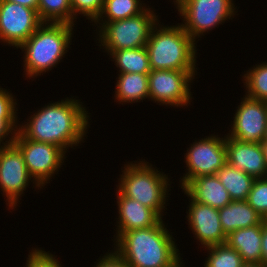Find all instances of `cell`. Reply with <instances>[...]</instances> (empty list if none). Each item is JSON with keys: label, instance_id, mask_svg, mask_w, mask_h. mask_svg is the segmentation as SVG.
Masks as SVG:
<instances>
[{"label": "cell", "instance_id": "6da1fadb", "mask_svg": "<svg viewBox=\"0 0 267 267\" xmlns=\"http://www.w3.org/2000/svg\"><path fill=\"white\" fill-rule=\"evenodd\" d=\"M79 99L51 102L30 115L27 122L19 124V131L36 142L55 144L65 153L67 149L79 146L89 129L90 116Z\"/></svg>", "mask_w": 267, "mask_h": 267}, {"label": "cell", "instance_id": "7a4b0ae2", "mask_svg": "<svg viewBox=\"0 0 267 267\" xmlns=\"http://www.w3.org/2000/svg\"><path fill=\"white\" fill-rule=\"evenodd\" d=\"M163 222L123 232L114 241L113 251L130 267H175L182 260L181 253Z\"/></svg>", "mask_w": 267, "mask_h": 267}, {"label": "cell", "instance_id": "3957f363", "mask_svg": "<svg viewBox=\"0 0 267 267\" xmlns=\"http://www.w3.org/2000/svg\"><path fill=\"white\" fill-rule=\"evenodd\" d=\"M74 25L43 22L19 47L25 77L32 80L56 67L71 48Z\"/></svg>", "mask_w": 267, "mask_h": 267}, {"label": "cell", "instance_id": "277c9868", "mask_svg": "<svg viewBox=\"0 0 267 267\" xmlns=\"http://www.w3.org/2000/svg\"><path fill=\"white\" fill-rule=\"evenodd\" d=\"M159 22L146 44L151 70L197 71V43L180 23L166 26Z\"/></svg>", "mask_w": 267, "mask_h": 267}, {"label": "cell", "instance_id": "5b68a950", "mask_svg": "<svg viewBox=\"0 0 267 267\" xmlns=\"http://www.w3.org/2000/svg\"><path fill=\"white\" fill-rule=\"evenodd\" d=\"M134 162V163H133ZM124 168V169H123ZM118 179L117 189L126 197L136 200L154 210L161 218L165 211L170 191V178L164 172L147 162H127ZM169 188V189H168Z\"/></svg>", "mask_w": 267, "mask_h": 267}, {"label": "cell", "instance_id": "8992f818", "mask_svg": "<svg viewBox=\"0 0 267 267\" xmlns=\"http://www.w3.org/2000/svg\"><path fill=\"white\" fill-rule=\"evenodd\" d=\"M153 7H148L139 15L110 22H94L98 46L110 55L116 50L146 47L153 27L159 21V15ZM155 12V13H154ZM102 46V47H101Z\"/></svg>", "mask_w": 267, "mask_h": 267}, {"label": "cell", "instance_id": "52a82bcc", "mask_svg": "<svg viewBox=\"0 0 267 267\" xmlns=\"http://www.w3.org/2000/svg\"><path fill=\"white\" fill-rule=\"evenodd\" d=\"M234 0H184L176 9L182 27L195 41L226 20H232L236 13ZM207 32V33H205Z\"/></svg>", "mask_w": 267, "mask_h": 267}, {"label": "cell", "instance_id": "ba28073f", "mask_svg": "<svg viewBox=\"0 0 267 267\" xmlns=\"http://www.w3.org/2000/svg\"><path fill=\"white\" fill-rule=\"evenodd\" d=\"M13 143L23 155L29 175L41 188L58 174L66 159V153L60 147L27 139L19 130Z\"/></svg>", "mask_w": 267, "mask_h": 267}, {"label": "cell", "instance_id": "9c48e42d", "mask_svg": "<svg viewBox=\"0 0 267 267\" xmlns=\"http://www.w3.org/2000/svg\"><path fill=\"white\" fill-rule=\"evenodd\" d=\"M215 134L195 140L185 153L186 173L180 177L183 189L192 179L202 175H216L227 163L225 135Z\"/></svg>", "mask_w": 267, "mask_h": 267}, {"label": "cell", "instance_id": "30bf717a", "mask_svg": "<svg viewBox=\"0 0 267 267\" xmlns=\"http://www.w3.org/2000/svg\"><path fill=\"white\" fill-rule=\"evenodd\" d=\"M197 71L151 70L148 74L149 100L158 105L185 107L191 105V83Z\"/></svg>", "mask_w": 267, "mask_h": 267}, {"label": "cell", "instance_id": "8fae6325", "mask_svg": "<svg viewBox=\"0 0 267 267\" xmlns=\"http://www.w3.org/2000/svg\"><path fill=\"white\" fill-rule=\"evenodd\" d=\"M30 181L33 187L43 189L29 175L23 155L14 143L0 147V190L8 210H15Z\"/></svg>", "mask_w": 267, "mask_h": 267}, {"label": "cell", "instance_id": "7c38bea8", "mask_svg": "<svg viewBox=\"0 0 267 267\" xmlns=\"http://www.w3.org/2000/svg\"><path fill=\"white\" fill-rule=\"evenodd\" d=\"M42 23L36 10L0 1V43L18 49Z\"/></svg>", "mask_w": 267, "mask_h": 267}, {"label": "cell", "instance_id": "4fadbf2b", "mask_svg": "<svg viewBox=\"0 0 267 267\" xmlns=\"http://www.w3.org/2000/svg\"><path fill=\"white\" fill-rule=\"evenodd\" d=\"M241 99L227 136L241 142L262 143L267 126V102L246 95Z\"/></svg>", "mask_w": 267, "mask_h": 267}, {"label": "cell", "instance_id": "5bb4252c", "mask_svg": "<svg viewBox=\"0 0 267 267\" xmlns=\"http://www.w3.org/2000/svg\"><path fill=\"white\" fill-rule=\"evenodd\" d=\"M189 200L186 218L199 245L206 248L225 244L227 235L221 227L218 209L196 202L191 197Z\"/></svg>", "mask_w": 267, "mask_h": 267}, {"label": "cell", "instance_id": "9a60e30c", "mask_svg": "<svg viewBox=\"0 0 267 267\" xmlns=\"http://www.w3.org/2000/svg\"><path fill=\"white\" fill-rule=\"evenodd\" d=\"M227 163L254 178L267 177L262 143H247L225 134Z\"/></svg>", "mask_w": 267, "mask_h": 267}, {"label": "cell", "instance_id": "2e32d148", "mask_svg": "<svg viewBox=\"0 0 267 267\" xmlns=\"http://www.w3.org/2000/svg\"><path fill=\"white\" fill-rule=\"evenodd\" d=\"M118 218L116 235L113 242L126 231L141 228H150L157 225L162 218L151 208L144 206L140 202L124 196L116 189Z\"/></svg>", "mask_w": 267, "mask_h": 267}, {"label": "cell", "instance_id": "e0dca14e", "mask_svg": "<svg viewBox=\"0 0 267 267\" xmlns=\"http://www.w3.org/2000/svg\"><path fill=\"white\" fill-rule=\"evenodd\" d=\"M194 201L216 209L223 208L232 200L217 175H202L192 179L183 189Z\"/></svg>", "mask_w": 267, "mask_h": 267}, {"label": "cell", "instance_id": "ac0fdd59", "mask_svg": "<svg viewBox=\"0 0 267 267\" xmlns=\"http://www.w3.org/2000/svg\"><path fill=\"white\" fill-rule=\"evenodd\" d=\"M262 229L263 222L256 226L234 230L227 235L226 244L242 256L244 263H261Z\"/></svg>", "mask_w": 267, "mask_h": 267}, {"label": "cell", "instance_id": "d6986e66", "mask_svg": "<svg viewBox=\"0 0 267 267\" xmlns=\"http://www.w3.org/2000/svg\"><path fill=\"white\" fill-rule=\"evenodd\" d=\"M221 227L226 235L242 228L261 224L264 219L246 200L231 201L218 209Z\"/></svg>", "mask_w": 267, "mask_h": 267}, {"label": "cell", "instance_id": "ffe728a7", "mask_svg": "<svg viewBox=\"0 0 267 267\" xmlns=\"http://www.w3.org/2000/svg\"><path fill=\"white\" fill-rule=\"evenodd\" d=\"M115 83V102L122 105L149 99L148 74L119 73Z\"/></svg>", "mask_w": 267, "mask_h": 267}, {"label": "cell", "instance_id": "44dd1931", "mask_svg": "<svg viewBox=\"0 0 267 267\" xmlns=\"http://www.w3.org/2000/svg\"><path fill=\"white\" fill-rule=\"evenodd\" d=\"M232 201L247 200L254 177L226 163L217 173Z\"/></svg>", "mask_w": 267, "mask_h": 267}, {"label": "cell", "instance_id": "7402d4cb", "mask_svg": "<svg viewBox=\"0 0 267 267\" xmlns=\"http://www.w3.org/2000/svg\"><path fill=\"white\" fill-rule=\"evenodd\" d=\"M109 57L119 73L149 74L151 71L149 54L146 47L122 49L112 52Z\"/></svg>", "mask_w": 267, "mask_h": 267}, {"label": "cell", "instance_id": "603a6c76", "mask_svg": "<svg viewBox=\"0 0 267 267\" xmlns=\"http://www.w3.org/2000/svg\"><path fill=\"white\" fill-rule=\"evenodd\" d=\"M143 2L141 0H104L102 11L94 22H110L137 16L148 7Z\"/></svg>", "mask_w": 267, "mask_h": 267}, {"label": "cell", "instance_id": "cb8c5ba5", "mask_svg": "<svg viewBox=\"0 0 267 267\" xmlns=\"http://www.w3.org/2000/svg\"><path fill=\"white\" fill-rule=\"evenodd\" d=\"M37 13L42 22L73 25L71 0H39Z\"/></svg>", "mask_w": 267, "mask_h": 267}, {"label": "cell", "instance_id": "d4e9b609", "mask_svg": "<svg viewBox=\"0 0 267 267\" xmlns=\"http://www.w3.org/2000/svg\"><path fill=\"white\" fill-rule=\"evenodd\" d=\"M242 78L247 97L267 102V62L256 64Z\"/></svg>", "mask_w": 267, "mask_h": 267}, {"label": "cell", "instance_id": "484cf974", "mask_svg": "<svg viewBox=\"0 0 267 267\" xmlns=\"http://www.w3.org/2000/svg\"><path fill=\"white\" fill-rule=\"evenodd\" d=\"M207 256L204 267H242V256L226 243L206 247Z\"/></svg>", "mask_w": 267, "mask_h": 267}, {"label": "cell", "instance_id": "4316f807", "mask_svg": "<svg viewBox=\"0 0 267 267\" xmlns=\"http://www.w3.org/2000/svg\"><path fill=\"white\" fill-rule=\"evenodd\" d=\"M246 201L264 220H267V177L255 178Z\"/></svg>", "mask_w": 267, "mask_h": 267}, {"label": "cell", "instance_id": "83f0119b", "mask_svg": "<svg viewBox=\"0 0 267 267\" xmlns=\"http://www.w3.org/2000/svg\"><path fill=\"white\" fill-rule=\"evenodd\" d=\"M104 0H71V5L73 9V25L79 17L78 15L85 16L92 23L98 18L103 8Z\"/></svg>", "mask_w": 267, "mask_h": 267}, {"label": "cell", "instance_id": "f1b7e54d", "mask_svg": "<svg viewBox=\"0 0 267 267\" xmlns=\"http://www.w3.org/2000/svg\"><path fill=\"white\" fill-rule=\"evenodd\" d=\"M46 252L44 249L32 248L31 252L28 254V258L26 260V267H63L58 261L57 256ZM24 266V267H25Z\"/></svg>", "mask_w": 267, "mask_h": 267}, {"label": "cell", "instance_id": "f546056e", "mask_svg": "<svg viewBox=\"0 0 267 267\" xmlns=\"http://www.w3.org/2000/svg\"><path fill=\"white\" fill-rule=\"evenodd\" d=\"M16 100L13 93L0 86V118H18Z\"/></svg>", "mask_w": 267, "mask_h": 267}, {"label": "cell", "instance_id": "4dcf8cb0", "mask_svg": "<svg viewBox=\"0 0 267 267\" xmlns=\"http://www.w3.org/2000/svg\"><path fill=\"white\" fill-rule=\"evenodd\" d=\"M18 120V118H0V147L14 142L19 130Z\"/></svg>", "mask_w": 267, "mask_h": 267}, {"label": "cell", "instance_id": "1f68e13d", "mask_svg": "<svg viewBox=\"0 0 267 267\" xmlns=\"http://www.w3.org/2000/svg\"><path fill=\"white\" fill-rule=\"evenodd\" d=\"M96 262H94V267H130L113 250H111V252H106L102 257L100 256L99 260H96Z\"/></svg>", "mask_w": 267, "mask_h": 267}, {"label": "cell", "instance_id": "d6a6232c", "mask_svg": "<svg viewBox=\"0 0 267 267\" xmlns=\"http://www.w3.org/2000/svg\"><path fill=\"white\" fill-rule=\"evenodd\" d=\"M261 247H262L261 263L265 267H267V221L266 220L263 221Z\"/></svg>", "mask_w": 267, "mask_h": 267}, {"label": "cell", "instance_id": "836d02e7", "mask_svg": "<svg viewBox=\"0 0 267 267\" xmlns=\"http://www.w3.org/2000/svg\"><path fill=\"white\" fill-rule=\"evenodd\" d=\"M0 1L17 3L25 7H30L36 11H37L38 3H39V0H0Z\"/></svg>", "mask_w": 267, "mask_h": 267}, {"label": "cell", "instance_id": "e575fe53", "mask_svg": "<svg viewBox=\"0 0 267 267\" xmlns=\"http://www.w3.org/2000/svg\"><path fill=\"white\" fill-rule=\"evenodd\" d=\"M242 267H265L262 263H244Z\"/></svg>", "mask_w": 267, "mask_h": 267}, {"label": "cell", "instance_id": "d590c367", "mask_svg": "<svg viewBox=\"0 0 267 267\" xmlns=\"http://www.w3.org/2000/svg\"><path fill=\"white\" fill-rule=\"evenodd\" d=\"M262 151H263V156L265 159V164L267 167V143H262Z\"/></svg>", "mask_w": 267, "mask_h": 267}, {"label": "cell", "instance_id": "8d00e7d4", "mask_svg": "<svg viewBox=\"0 0 267 267\" xmlns=\"http://www.w3.org/2000/svg\"><path fill=\"white\" fill-rule=\"evenodd\" d=\"M184 0H173L174 6L178 7Z\"/></svg>", "mask_w": 267, "mask_h": 267}, {"label": "cell", "instance_id": "74e56055", "mask_svg": "<svg viewBox=\"0 0 267 267\" xmlns=\"http://www.w3.org/2000/svg\"><path fill=\"white\" fill-rule=\"evenodd\" d=\"M183 261L184 260L180 261L175 267H185Z\"/></svg>", "mask_w": 267, "mask_h": 267}, {"label": "cell", "instance_id": "f35d334b", "mask_svg": "<svg viewBox=\"0 0 267 267\" xmlns=\"http://www.w3.org/2000/svg\"><path fill=\"white\" fill-rule=\"evenodd\" d=\"M262 143H267V126H266V132Z\"/></svg>", "mask_w": 267, "mask_h": 267}]
</instances>
